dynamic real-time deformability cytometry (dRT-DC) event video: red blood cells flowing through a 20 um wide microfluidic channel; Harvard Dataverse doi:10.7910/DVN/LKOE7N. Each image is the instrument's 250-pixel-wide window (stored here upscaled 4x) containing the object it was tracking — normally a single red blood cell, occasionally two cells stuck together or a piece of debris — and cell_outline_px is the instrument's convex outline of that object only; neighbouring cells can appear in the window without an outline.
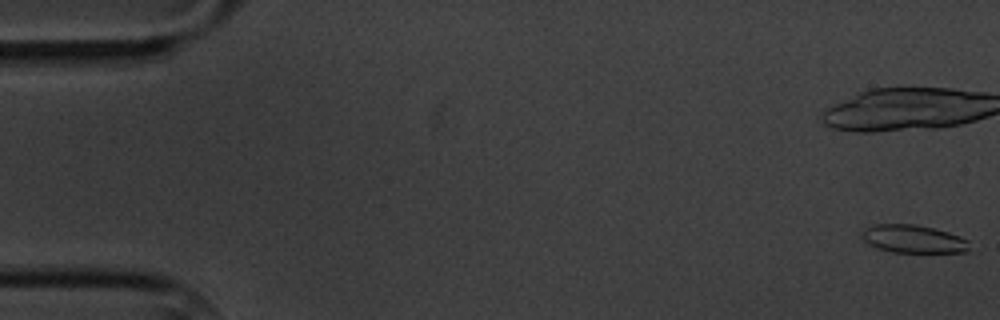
{"species": "common noctule bat (a hibernating species)", "species_latin": "Nyctalus noctula", "temperature_condition": "cold", "stored_images_in_passage": 5, "camera_frame_rate_fps": 3000, "um_per_image_px": 0.085, "animal": {"sex": "male", "body_mass_g": 20.1, "forearm_length_mm": 53.5}, "frame": {"image": 1, "passage_image": 1, "time_ms": 0.0, "image_size_px": [1000, 320], "cell_outline_px": [[968, 252], [892, 252], [876, 248], [868, 244], [860, 236], [860, 232], [864, 228], [876, 224], [916, 224], [948, 232], [960, 236], [968, 240]], "centroid_in_image_um": [77.58, 20.31], "position_along_channel_um": 7.4, "area_um2": 17.63}}